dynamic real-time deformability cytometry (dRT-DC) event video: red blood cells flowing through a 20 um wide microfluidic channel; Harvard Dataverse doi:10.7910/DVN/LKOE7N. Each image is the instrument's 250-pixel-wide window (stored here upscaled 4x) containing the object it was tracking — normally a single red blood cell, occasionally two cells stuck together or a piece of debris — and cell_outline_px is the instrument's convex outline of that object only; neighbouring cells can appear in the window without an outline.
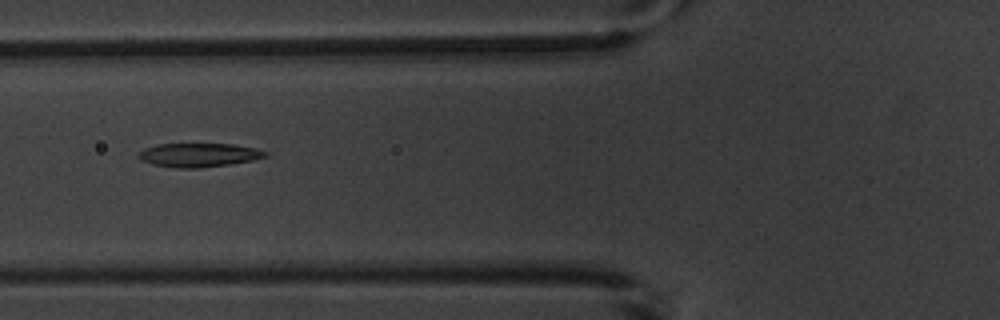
{"species": "common noctule bat (a hibernating species)", "species_latin": "Nyctalus noctula", "temperature_condition": "warm", "stored_images_in_passage": 8, "camera_frame_rate_fps": 3000, "um_per_image_px": 0.085, "animal": {"sex": "male", "body_mass_g": 20.1, "forearm_length_mm": 53.5}, "frame": {"image": 1, "passage_image": 4, "time_ms": 3.333, "image_size_px": [1000, 320], "cell_outline_px": [[268, 156], [252, 160], [232, 164], [196, 168], [180, 168], [152, 164], [140, 160], [136, 156], [144, 148], [160, 144], [232, 144], [256, 148], [268, 152]], "centroid_in_image_um": [16.91, 13.17], "position_along_channel_um": 108.9, "area_um2": 17.57}}
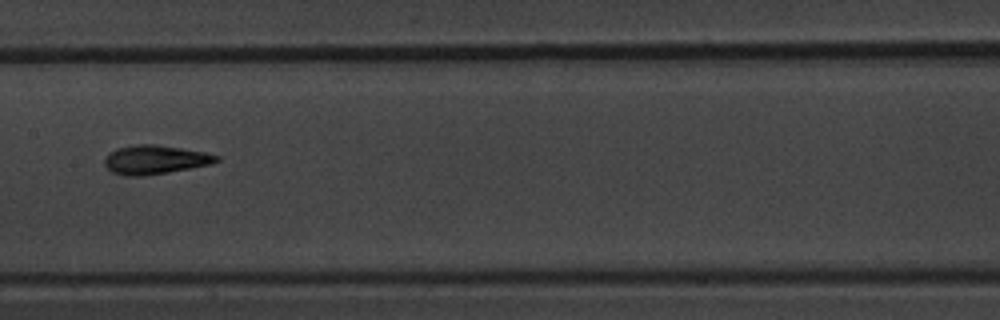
{"frame": {"image": 2, "passage_image": 6, "time_ms": 5.667, "image_size_px": [1000, 320], "cell_outline_px": [[220, 160], [212, 164], [168, 172], [144, 176], [124, 176], [112, 172], [104, 164], [104, 160], [108, 152], [116, 148], [136, 144], [156, 144], [204, 152], [220, 156]], "centroid_in_image_um": [13.16, 13.57], "position_along_channel_um": 194.2, "area_um2": 18.96}}
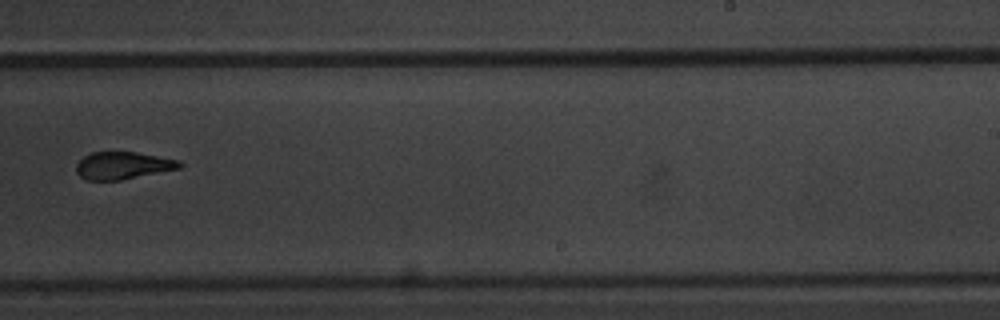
{"frame": {"image": 3, "passage_image": 8, "time_ms": 8.0, "image_size_px": [1000, 320], "cell_outline_px": [[184, 164], [180, 168], [120, 180], [84, 180], [76, 172], [76, 164], [84, 156], [92, 152], [136, 152], [180, 160]], "centroid_in_image_um": [10.44, 14.07], "position_along_channel_um": 278.6, "area_um2": 16.47}}